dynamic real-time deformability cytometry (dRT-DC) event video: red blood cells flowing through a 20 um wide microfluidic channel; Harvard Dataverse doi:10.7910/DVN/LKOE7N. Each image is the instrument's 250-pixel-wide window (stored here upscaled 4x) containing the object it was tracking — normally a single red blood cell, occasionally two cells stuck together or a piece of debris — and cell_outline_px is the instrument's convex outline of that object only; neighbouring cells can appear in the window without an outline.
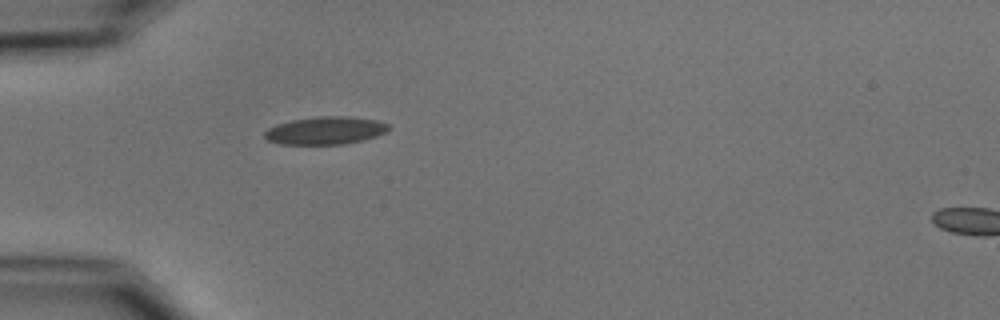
{"species": "common noctule bat (a hibernating species)", "species_latin": "Nyctalus noctula", "temperature_condition": "cold", "stored_images_in_passage": 39, "camera_frame_rate_fps": 3000, "um_per_image_px": 0.085, "animal": {"sex": "male", "body_mass_g": 15.6}, "frame": {"image": 1, "passage_image": 1, "time_ms": 0.0, "image_size_px": [1000, 320], "cell_outline_px": [[392, 128], [388, 132], [364, 140], [344, 144], [280, 144], [268, 140], [264, 136], [264, 132], [268, 128], [276, 124], [292, 120], [320, 116], [344, 116], [376, 120], [388, 124]], "centroid_in_image_um": [27.68, 11.1], "position_along_channel_um": 57.3, "area_um2": 20.11}}
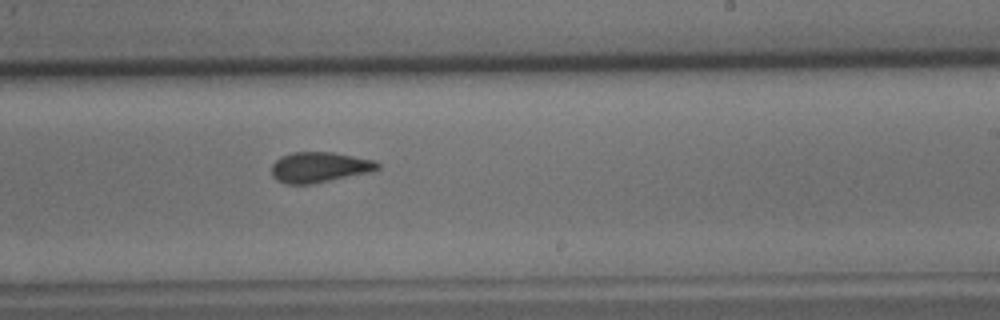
{"frame": {"image": 2, "passage_image": 18, "time_ms": 5.667, "image_size_px": [1000, 320], "cell_outline_px": [[380, 168], [372, 172], [312, 184], [288, 184], [276, 180], [272, 176], [272, 164], [280, 156], [292, 152], [332, 152], [376, 160], [380, 164]], "centroid_in_image_um": [27.17, 14.21], "position_along_channel_um": 261.8, "area_um2": 19.02}}
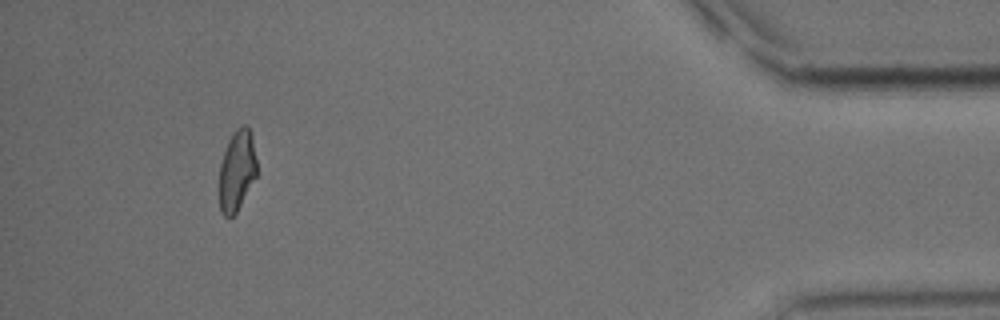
{"frame": {"image": 3, "passage_image": 35, "time_ms": 11.333, "image_size_px": [1000, 320], "cell_outline_px": [[256, 176], [236, 212], [228, 220], [220, 212], [220, 164], [228, 140], [232, 132], [240, 124], [248, 124], [252, 136], [256, 160]], "centroid_in_image_um": [20.13, 14.46], "position_along_channel_um": 415.1, "area_um2": 17.69}, "authors_computed_cell_mechanics": {"area_um2": 18.785, "velocity_mm_per_s": 3.714, "shape_relaxation_time_tau1_ms": 4.8709, "shape_relaxation_time_tau2_ms": 1.705, "deformation_change_tau1": 0.1503, "deformation_change_tau2": 0.0824}}